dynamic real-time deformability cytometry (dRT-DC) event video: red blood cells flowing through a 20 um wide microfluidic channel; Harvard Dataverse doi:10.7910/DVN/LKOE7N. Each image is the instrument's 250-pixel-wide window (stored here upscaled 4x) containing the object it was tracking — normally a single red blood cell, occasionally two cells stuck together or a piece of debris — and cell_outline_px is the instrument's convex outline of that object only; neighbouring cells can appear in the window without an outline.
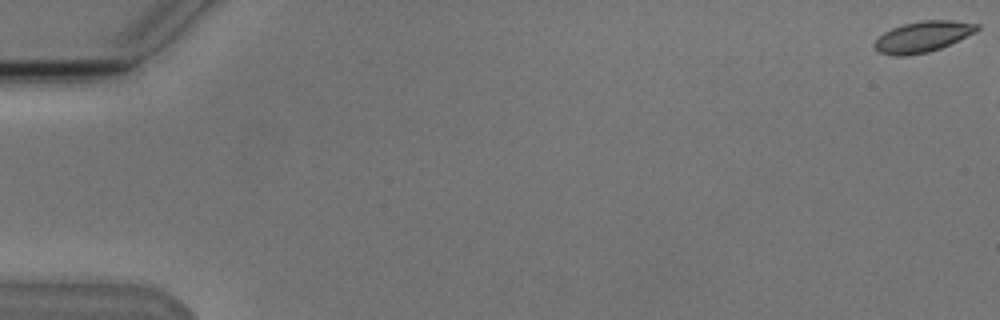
{"species": "Egyptian fruit bat (a non-hibernating species)", "species_latin": "Rousettus aegyptiacus", "temperature_condition": "cold", "stored_images_in_passage": 3, "camera_frame_rate_fps": 3000, "um_per_image_px": 0.085, "animal": {"sex": "male"}, "frame": {"image": 1, "passage_image": 1, "time_ms": 0.0, "image_size_px": [1000, 320], "cell_outline_px": [[980, 28], [976, 32], [940, 48], [928, 52], [904, 56], [892, 56], [880, 52], [872, 44], [884, 32], [892, 28], [904, 24], [920, 20], [952, 20], [980, 24]], "centroid_in_image_um": [78.44, 3.11], "position_along_channel_um": 6.6, "area_um2": 18.38}}